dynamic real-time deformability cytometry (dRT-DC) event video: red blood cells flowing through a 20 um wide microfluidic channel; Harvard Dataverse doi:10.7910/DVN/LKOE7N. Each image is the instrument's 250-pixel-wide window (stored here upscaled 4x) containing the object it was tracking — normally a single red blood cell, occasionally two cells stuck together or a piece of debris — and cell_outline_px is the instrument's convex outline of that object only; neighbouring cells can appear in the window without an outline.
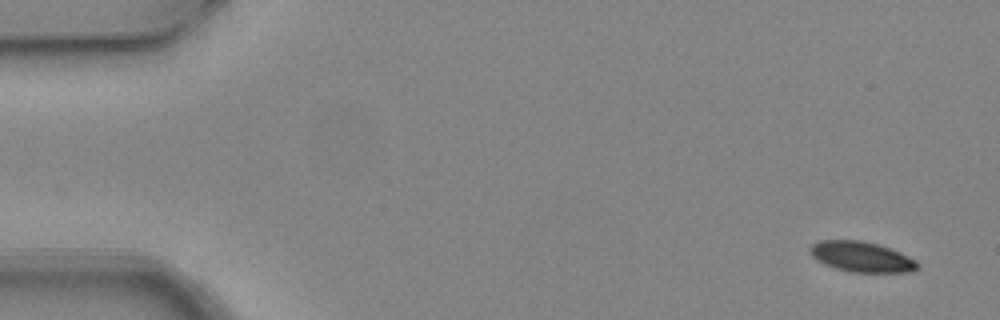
{"species": "common noctule bat (a hibernating species)", "species_latin": "Nyctalus noctula", "temperature_condition": "warm", "stored_images_in_passage": 6, "camera_frame_rate_fps": 3000, "um_per_image_px": 0.085, "animal": {"sex": "female", "body_mass_g": 24.6, "forearm_length_mm": 56.2}, "frame": {"image": 1, "passage_image": 1, "time_ms": 0.0, "image_size_px": [1000, 320], "cell_outline_px": [[920, 268], [908, 272], [848, 272], [824, 264], [816, 260], [808, 252], [808, 248], [812, 244], [820, 240], [860, 240], [880, 244], [892, 248], [916, 260], [920, 264]], "centroid_in_image_um": [73.23, 21.82], "position_along_channel_um": 11.8, "area_um2": 19.36}}